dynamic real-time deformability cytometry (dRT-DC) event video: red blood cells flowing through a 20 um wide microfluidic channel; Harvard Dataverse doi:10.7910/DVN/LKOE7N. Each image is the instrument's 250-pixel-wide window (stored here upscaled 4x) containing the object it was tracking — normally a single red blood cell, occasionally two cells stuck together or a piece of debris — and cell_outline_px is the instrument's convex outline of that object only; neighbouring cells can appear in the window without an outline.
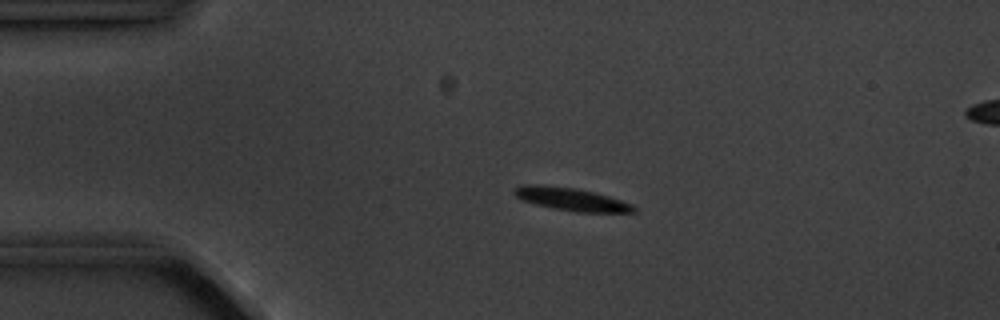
{"species": "common noctule bat (a hibernating species)", "species_latin": "Nyctalus noctula", "temperature_condition": "cold", "stored_images_in_passage": 5, "segment_of_instrument_passage": [1, 2], "camera_frame_rate_fps": 3000, "um_per_image_px": 0.085, "animal": {"sex": "male", "body_mass_g": 20.1, "forearm_length_mm": 53.5}, "frame": {"image": 1, "passage_image": 3, "time_ms": 2.333, "image_size_px": [1000, 320], "cell_outline_px": [[636, 212], [576, 212], [536, 204], [524, 200], [516, 196], [512, 192], [520, 184], [544, 184], [576, 188], [596, 192], [632, 204], [636, 208]], "centroid_in_image_um": [48.55, 16.91], "position_along_channel_um": 36.4, "area_um2": 15.9}}